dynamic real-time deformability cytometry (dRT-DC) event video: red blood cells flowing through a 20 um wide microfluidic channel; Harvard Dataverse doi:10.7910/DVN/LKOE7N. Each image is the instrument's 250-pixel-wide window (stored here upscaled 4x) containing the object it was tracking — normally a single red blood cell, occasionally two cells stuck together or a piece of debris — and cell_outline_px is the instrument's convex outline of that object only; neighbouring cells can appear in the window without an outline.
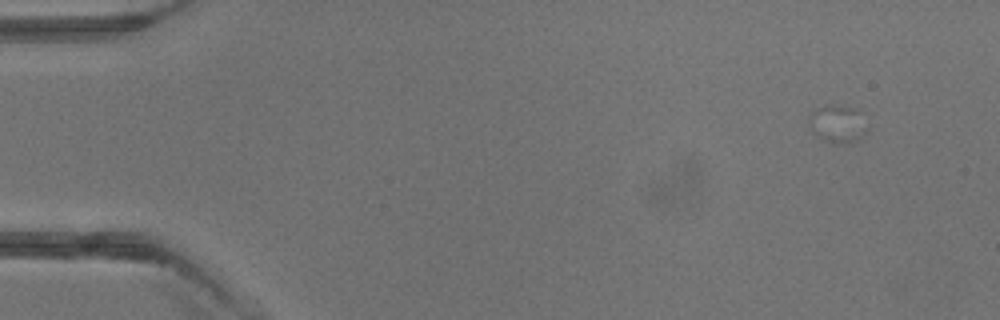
{"species": "common noctule bat (a hibernating species)", "species_latin": "Nyctalus noctula", "temperature_condition": "warm", "stored_images_in_passage": 1, "camera_frame_rate_fps": 3000, "um_per_image_px": 0.085, "animal": {"sex": "male", "body_mass_g": 13.3}, "frame": {"image": 1, "passage_image": 1, "time_ms": 0.0, "image_size_px": [1000, 320], "cell_outline_px": [[868, 132], [860, 140], [848, 144], [832, 144], [816, 136], [812, 132], [808, 120], [812, 112], [816, 108], [824, 104], [852, 108], [856, 112], [868, 128]], "centroid_in_image_um": [71.17, 10.59], "position_along_channel_um": 13.8, "area_um2": 12.83}}